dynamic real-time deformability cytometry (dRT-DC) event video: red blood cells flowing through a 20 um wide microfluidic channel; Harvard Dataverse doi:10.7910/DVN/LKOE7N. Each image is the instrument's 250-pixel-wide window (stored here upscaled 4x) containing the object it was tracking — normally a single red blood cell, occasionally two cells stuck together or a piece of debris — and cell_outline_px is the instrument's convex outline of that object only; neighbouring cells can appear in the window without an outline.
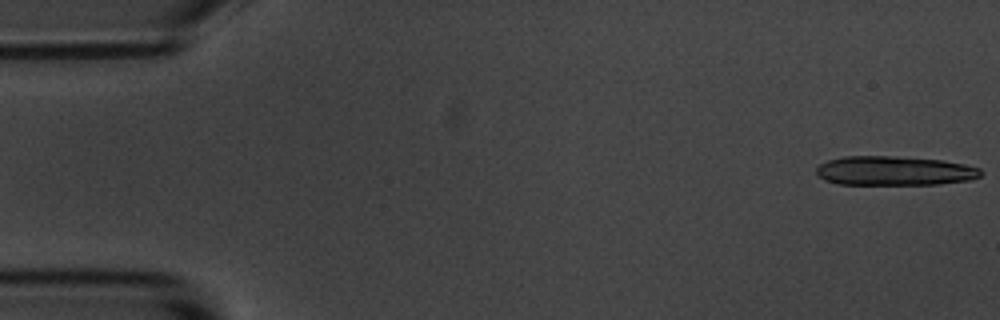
{"species": "common noctule bat (a hibernating species)", "species_latin": "Nyctalus noctula", "temperature_condition": "room temperature", "stored_images_in_passage": 14, "camera_frame_rate_fps": 3000, "um_per_image_px": 0.085, "animal": {"sex": "male", "body_mass_g": 20.1, "forearm_length_mm": 53.5}, "frame": {"image": 1, "passage_image": 1, "time_ms": 0.0, "image_size_px": [1000, 320], "cell_outline_px": [[984, 172], [980, 176], [972, 180], [936, 184], [840, 184], [824, 180], [816, 172], [816, 168], [820, 164], [828, 160], [844, 156], [892, 156], [940, 160], [964, 164], [980, 168]], "centroid_in_image_um": [76.04, 14.52], "position_along_channel_um": 9.0, "area_um2": 27.98}}